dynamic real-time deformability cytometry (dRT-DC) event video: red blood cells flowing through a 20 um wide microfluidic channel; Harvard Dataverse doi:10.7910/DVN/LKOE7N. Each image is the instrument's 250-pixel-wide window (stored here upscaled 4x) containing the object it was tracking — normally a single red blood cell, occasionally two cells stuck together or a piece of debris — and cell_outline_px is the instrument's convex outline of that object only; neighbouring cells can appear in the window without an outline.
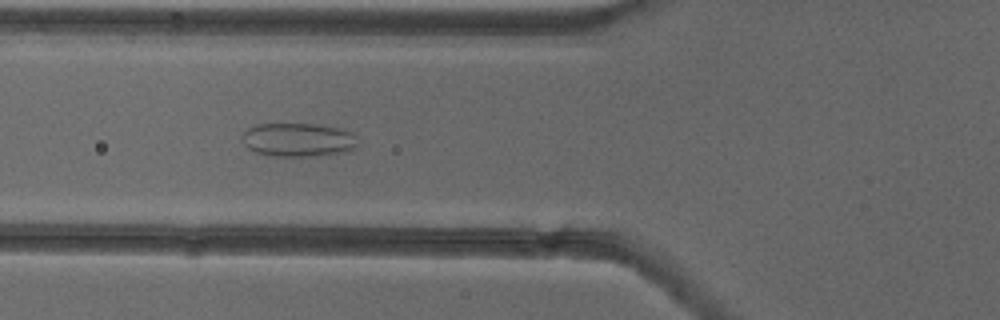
{"species": "common noctule bat (a hibernating species)", "species_latin": "Nyctalus noctula", "temperature_condition": "cold", "stored_images_in_passage": 53, "camera_frame_rate_fps": 3000, "um_per_image_px": 0.085, "animal": {"sex": "female"}, "frame": {"image": 1, "passage_image": 20, "time_ms": 6.333, "image_size_px": [1000, 320], "cell_outline_px": [[356, 148], [348, 152], [312, 156], [276, 156], [256, 152], [248, 148], [244, 144], [240, 136], [248, 128], [256, 124], [316, 124], [340, 128], [352, 132], [356, 136]], "centroid_in_image_um": [25.35, 11.88], "position_along_channel_um": 100.4, "area_um2": 22.83}}
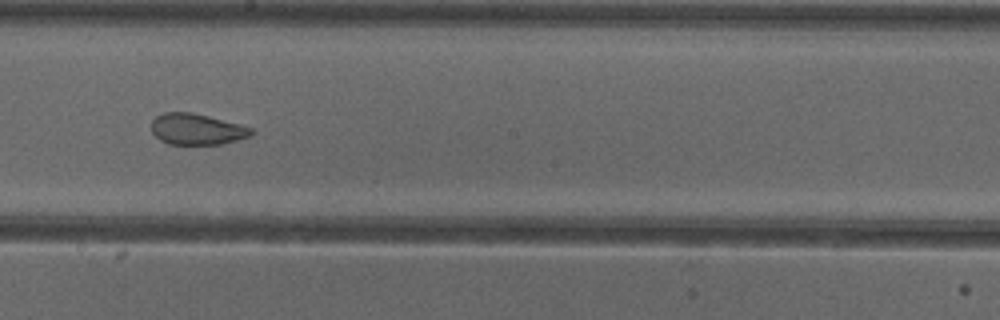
{"frame": {"image": 2, "passage_image": 30, "time_ms": 9.667, "image_size_px": [1000, 320], "cell_outline_px": [[256, 132], [252, 136], [220, 144], [168, 144], [160, 140], [152, 132], [152, 120], [156, 116], [164, 112], [192, 112], [240, 124], [252, 128]], "centroid_in_image_um": [16.75, 10.98], "position_along_channel_um": 231.5, "area_um2": 18.15}}
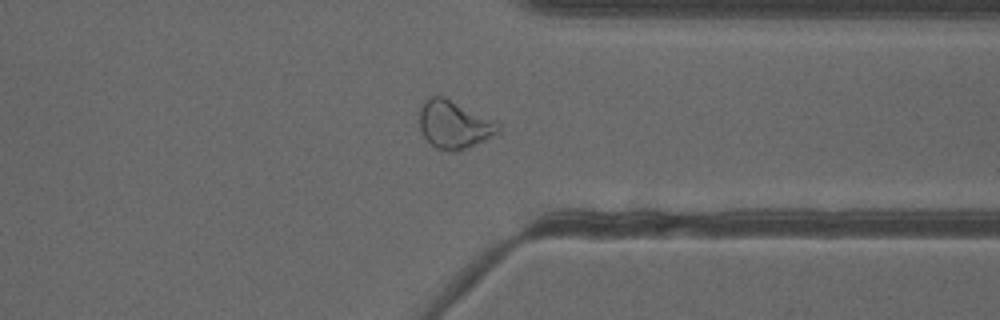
{"frame": {"image": 3, "passage_image": 41, "time_ms": 13.333, "image_size_px": [1000, 320], "cell_outline_px": [[500, 132], [468, 148], [456, 152], [448, 152], [436, 148], [424, 136], [420, 128], [420, 108], [424, 100], [428, 96], [444, 96], [496, 120], [500, 124]], "centroid_in_image_um": [38.62, 10.58], "position_along_channel_um": 372.8, "area_um2": 22.25}, "authors_computed_cell_mechanics": {"area_um2": 24.9118, "velocity_mm_per_s": 3.906, "shape_relaxation_time_tau1_ms": null, "shape_relaxation_time_tau2_ms": 1.3282, "deformation_change_tau1": null, "deformation_change_tau2": 0.0825}}